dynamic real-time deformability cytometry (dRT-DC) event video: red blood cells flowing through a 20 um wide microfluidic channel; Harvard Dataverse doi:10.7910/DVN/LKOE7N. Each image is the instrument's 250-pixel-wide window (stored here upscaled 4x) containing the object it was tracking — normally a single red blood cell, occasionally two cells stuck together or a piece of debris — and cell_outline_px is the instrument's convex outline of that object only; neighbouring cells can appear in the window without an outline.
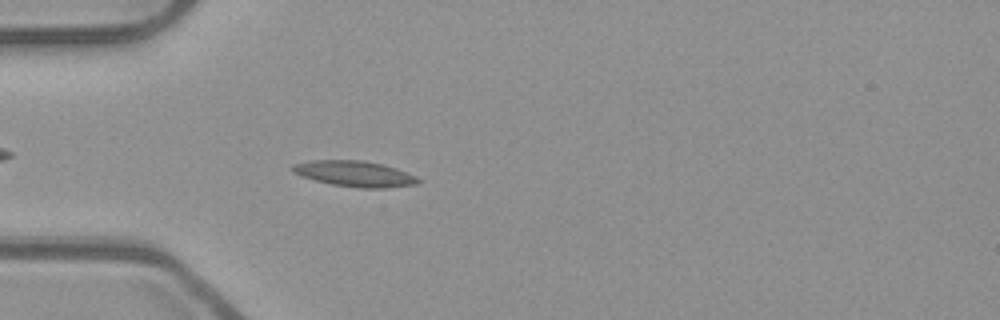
{"species": "common noctule bat (a hibernating species)", "species_latin": "Nyctalus noctula", "temperature_condition": "room temperature", "stored_images_in_passage": 47, "camera_frame_rate_fps": 3000, "um_per_image_px": 0.085, "animal": {"sex": "male", "body_mass_g": 23.1, "forearm_length_mm": 52.7}, "frame": {"image": 1, "passage_image": 10, "time_ms": 3.0, "image_size_px": [1000, 320], "cell_outline_px": [[420, 184], [388, 188], [360, 188], [332, 184], [300, 176], [292, 172], [292, 164], [312, 160], [364, 160], [384, 164], [396, 168], [416, 176], [420, 180]], "centroid_in_image_um": [30.17, 14.77], "position_along_channel_um": 54.8, "area_um2": 19.02}}
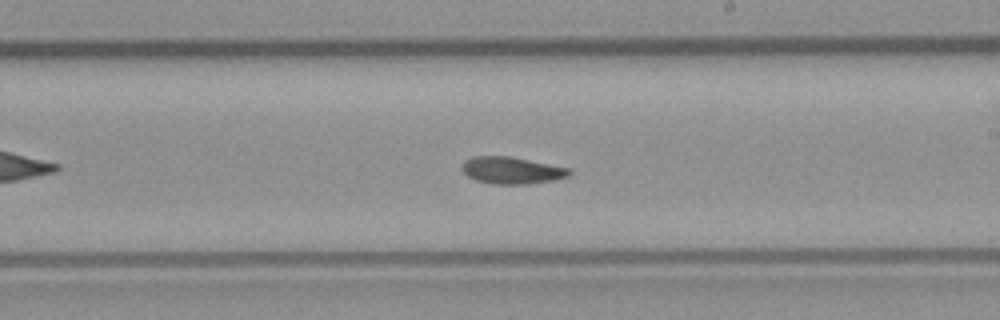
{"frame": {"image": 2, "passage_image": 25, "time_ms": 8.0, "image_size_px": [1000, 320], "cell_outline_px": [[572, 172], [568, 176], [552, 180], [528, 184], [492, 184], [476, 180], [468, 176], [460, 168], [464, 160], [472, 156], [512, 156], [572, 168]], "centroid_in_image_um": [43.5, 14.47], "position_along_channel_um": 245.5, "area_um2": 17.11}}
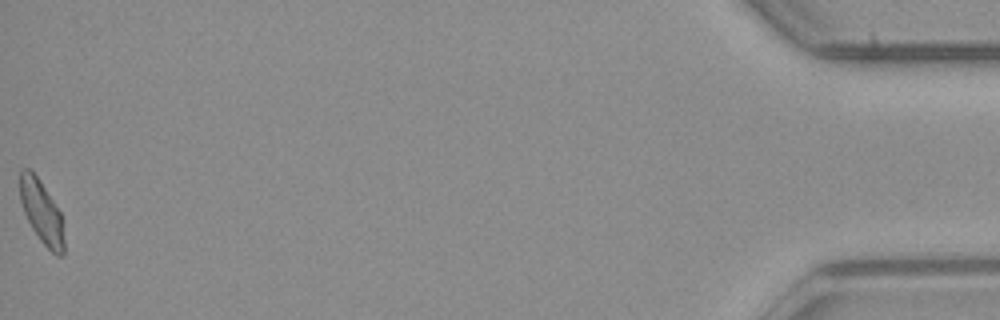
{"frame": {"image": 3, "passage_image": 47, "time_ms": 15.333, "image_size_px": [1000, 320], "cell_outline_px": [[64, 256], [56, 256], [40, 240], [32, 228], [24, 212], [20, 200], [20, 168], [28, 168], [36, 176], [60, 212], [64, 220]], "centroid_in_image_um": [3.56, 18.07], "position_along_channel_um": 431.6, "area_um2": 16.13}, "authors_computed_cell_mechanics": {"area_um2": 16.8776, "velocity_mm_per_s": 3.9594, "shape_relaxation_time_tau1_ms": null, "shape_relaxation_time_tau2_ms": 9.3253, "deformation_change_tau1": null, "deformation_change_tau2": 0.1391}}